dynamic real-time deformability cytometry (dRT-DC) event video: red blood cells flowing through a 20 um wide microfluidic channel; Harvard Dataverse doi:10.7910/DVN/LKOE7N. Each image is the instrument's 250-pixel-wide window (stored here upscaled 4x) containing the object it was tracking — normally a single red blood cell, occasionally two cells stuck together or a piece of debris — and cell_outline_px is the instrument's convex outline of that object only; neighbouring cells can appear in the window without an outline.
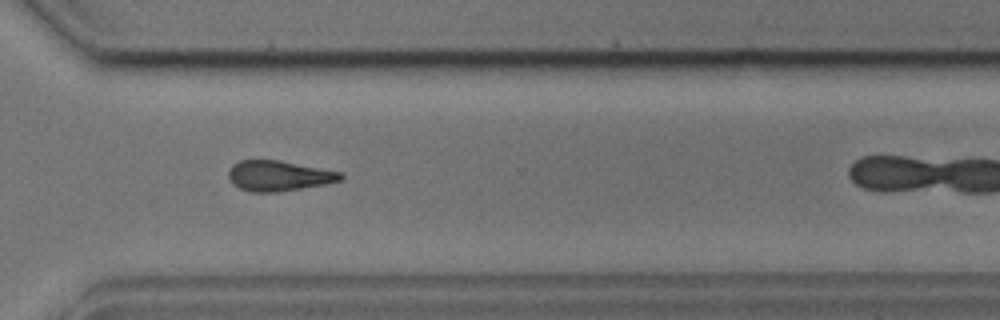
{"species": "common noctule bat (a hibernating species)", "species_latin": "Nyctalus noctula", "temperature_condition": "cold", "stored_images_in_passage": 32, "camera_frame_rate_fps": 3000, "um_per_image_px": 0.085, "animal": {"sex": "male", "body_mass_g": 17.9, "forearm_length_mm": 54.2}, "frame": {"image": 1, "passage_image": 28, "time_ms": 9.0, "image_size_px": [1000, 320], "cell_outline_px": [[344, 176], [340, 180], [324, 184], [276, 192], [252, 192], [240, 188], [232, 184], [228, 176], [228, 172], [232, 164], [240, 160], [280, 160], [340, 172]], "centroid_in_image_um": [23.64, 14.93], "position_along_channel_um": 347.0, "area_um2": 19.65}}